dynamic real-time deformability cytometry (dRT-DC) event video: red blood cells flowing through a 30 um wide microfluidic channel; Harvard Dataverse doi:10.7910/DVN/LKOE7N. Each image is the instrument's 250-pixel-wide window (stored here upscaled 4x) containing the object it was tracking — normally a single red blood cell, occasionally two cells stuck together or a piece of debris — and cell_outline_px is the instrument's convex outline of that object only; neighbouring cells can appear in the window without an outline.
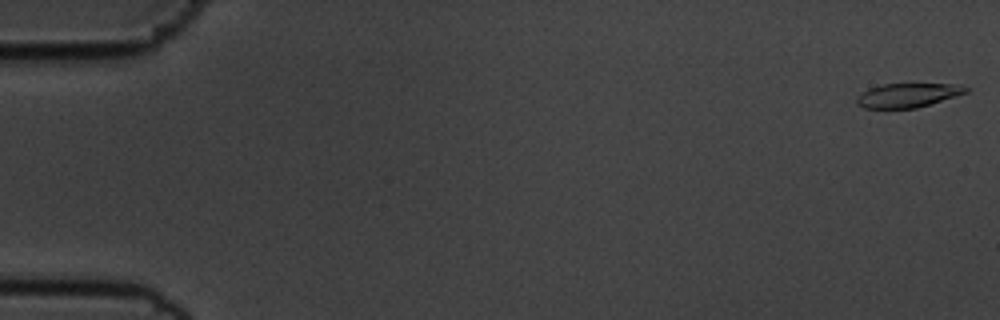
{"species": "common noctule bat (a hibernating species)", "species_latin": "Nyctalus noctula", "temperature_condition": "cold", "stored_images_in_passage": 56, "camera_frame_rate_fps": 3000, "um_per_image_px": 0.085, "animal": {"sex": "male", "body_mass_g": 19.5, "forearm_length_mm": 54.6}, "frame": {"image": 1, "passage_image": 1, "time_ms": 0.0, "image_size_px": [1000, 320], "cell_outline_px": [[968, 92], [916, 108], [864, 108], [856, 104], [856, 96], [868, 88], [884, 84], [956, 84], [968, 88]], "centroid_in_image_um": [77.1, 8.09], "position_along_channel_um": 7.9, "area_um2": 15.2}}
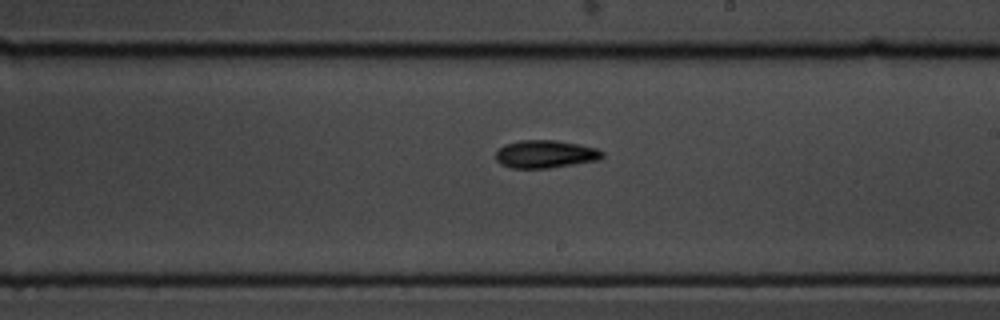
{"frame": {"image": 2, "passage_image": 33, "time_ms": 10.667, "image_size_px": [1000, 320], "cell_outline_px": [[604, 156], [600, 160], [548, 168], [512, 168], [500, 164], [496, 160], [496, 152], [504, 144], [520, 140], [556, 140], [596, 148], [604, 152]], "centroid_in_image_um": [46.35, 13.1], "position_along_channel_um": 242.6, "area_um2": 17.28}}
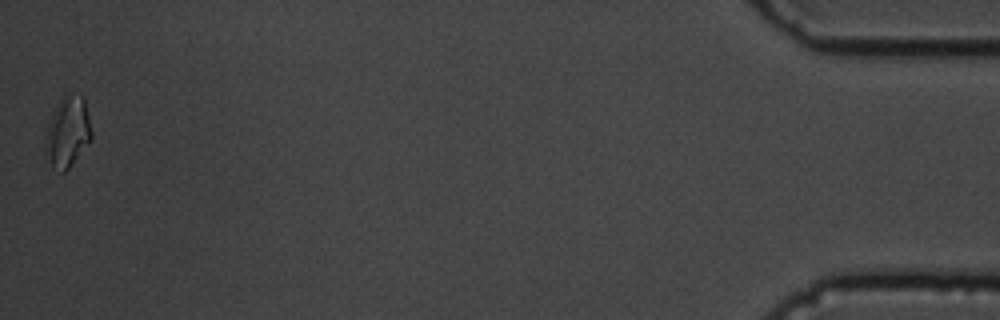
{"frame": {"image": 3, "passage_image": 56, "time_ms": 18.333, "image_size_px": [1000, 320], "cell_outline_px": [[92, 140], [68, 168], [64, 172], [60, 172], [52, 168], [44, 156], [44, 144], [52, 112], [64, 92], [84, 96], [92, 132]], "centroid_in_image_um": [5.74, 11.22], "position_along_channel_um": 429.5, "area_um2": 19.36}, "authors_computed_cell_mechanics": {"area_um2": 16.7909, "velocity_mm_per_s": 3.5876, "shape_relaxation_time_tau1_ms": 4.2486, "shape_relaxation_time_tau2_ms": null, "deformation_change_tau1": 0.1224, "deformation_change_tau2": null}}